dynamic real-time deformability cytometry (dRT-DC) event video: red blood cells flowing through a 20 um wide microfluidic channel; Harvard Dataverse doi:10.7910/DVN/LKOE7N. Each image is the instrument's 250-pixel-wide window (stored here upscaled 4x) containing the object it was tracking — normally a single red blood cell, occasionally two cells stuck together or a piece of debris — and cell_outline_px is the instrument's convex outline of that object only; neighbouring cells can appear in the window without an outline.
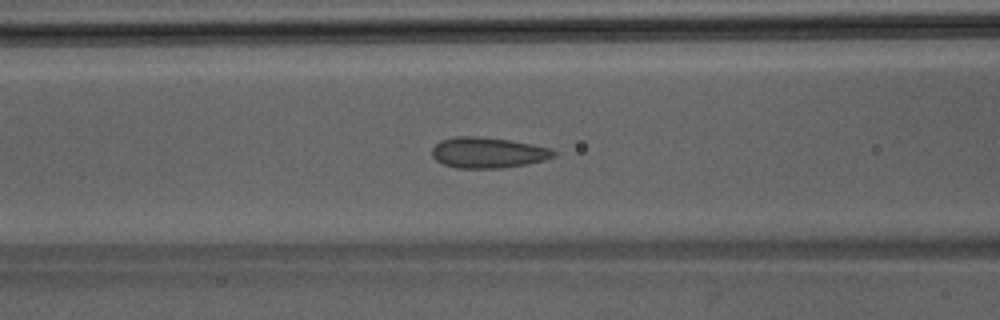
{"species": "Egyptian fruit bat (a non-hibernating species)", "species_latin": "Rousettus aegyptiacus", "temperature_condition": "room temperature", "stored_images_in_passage": 40, "camera_frame_rate_fps": 3000, "um_per_image_px": 0.085, "animal": {"sex": "male"}, "frame": {"image": 1, "passage_image": 11, "time_ms": 3.333, "image_size_px": [1000, 320], "cell_outline_px": [[560, 152], [556, 156], [544, 160], [524, 164], [500, 168], [456, 168], [444, 164], [436, 160], [432, 156], [432, 148], [440, 140], [456, 136], [480, 136], [508, 140], [532, 144], [552, 148]], "centroid_in_image_um": [41.5, 12.97], "position_along_channel_um": 125.1, "area_um2": 21.91}}
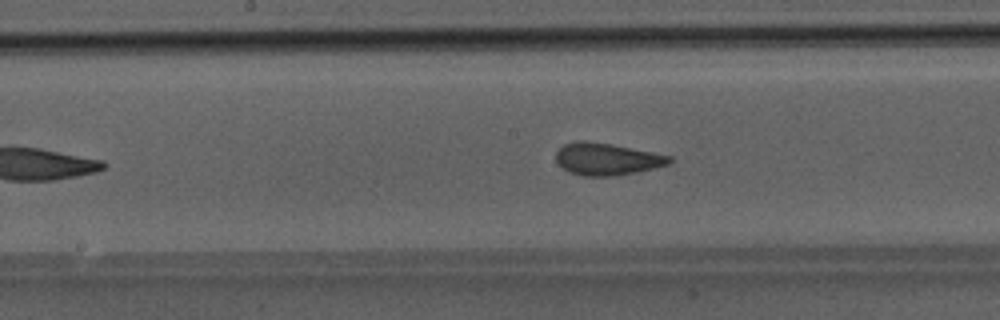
{"frame": {"image": 2, "passage_image": 16, "time_ms": 5.0, "image_size_px": [1000, 320], "cell_outline_px": [[672, 160], [668, 164], [636, 172], [612, 176], [584, 176], [568, 172], [556, 160], [556, 152], [564, 144], [576, 140], [584, 140], [612, 144], [672, 156]], "centroid_in_image_um": [51.56, 13.51], "position_along_channel_um": 196.6, "area_um2": 21.1}}
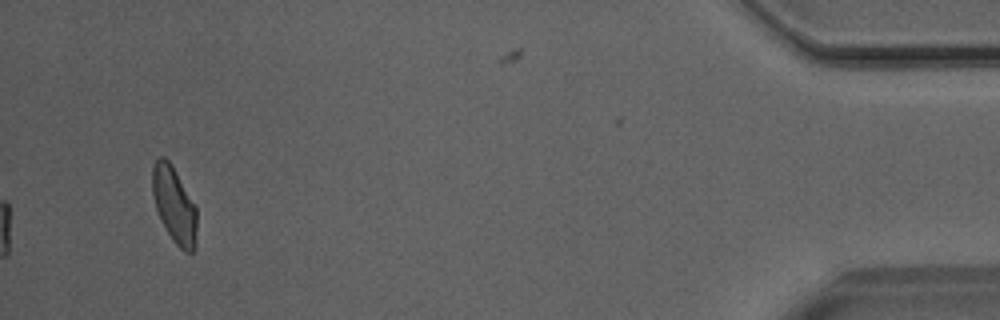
{"frame": {"image": 3, "passage_image": 37, "time_ms": 12.0, "image_size_px": [1000, 320], "cell_outline_px": [[196, 248], [192, 252], [184, 252], [172, 240], [156, 208], [152, 196], [152, 164], [160, 156], [164, 156], [172, 164], [196, 208]], "centroid_in_image_um": [14.8, 17.4], "position_along_channel_um": 420.4, "area_um2": 19.59}}